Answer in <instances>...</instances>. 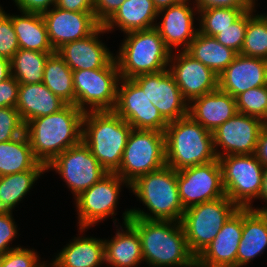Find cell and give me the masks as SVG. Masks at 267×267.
Here are the masks:
<instances>
[{
  "mask_svg": "<svg viewBox=\"0 0 267 267\" xmlns=\"http://www.w3.org/2000/svg\"><path fill=\"white\" fill-rule=\"evenodd\" d=\"M18 225L15 222L13 214L0 215V255L11 251L19 245H12L16 237L19 238ZM11 244V245H10Z\"/></svg>",
  "mask_w": 267,
  "mask_h": 267,
  "instance_id": "cell-42",
  "label": "cell"
},
{
  "mask_svg": "<svg viewBox=\"0 0 267 267\" xmlns=\"http://www.w3.org/2000/svg\"><path fill=\"white\" fill-rule=\"evenodd\" d=\"M265 251H267V213L243 208V229L237 250L236 267H246Z\"/></svg>",
  "mask_w": 267,
  "mask_h": 267,
  "instance_id": "cell-26",
  "label": "cell"
},
{
  "mask_svg": "<svg viewBox=\"0 0 267 267\" xmlns=\"http://www.w3.org/2000/svg\"><path fill=\"white\" fill-rule=\"evenodd\" d=\"M267 85V60L236 55L220 74L218 88L236 98L246 90Z\"/></svg>",
  "mask_w": 267,
  "mask_h": 267,
  "instance_id": "cell-22",
  "label": "cell"
},
{
  "mask_svg": "<svg viewBox=\"0 0 267 267\" xmlns=\"http://www.w3.org/2000/svg\"><path fill=\"white\" fill-rule=\"evenodd\" d=\"M247 27V11H245L230 27L222 30L214 38L223 46L241 52Z\"/></svg>",
  "mask_w": 267,
  "mask_h": 267,
  "instance_id": "cell-41",
  "label": "cell"
},
{
  "mask_svg": "<svg viewBox=\"0 0 267 267\" xmlns=\"http://www.w3.org/2000/svg\"><path fill=\"white\" fill-rule=\"evenodd\" d=\"M124 36L114 56L121 78L132 79L168 69L172 52L155 27L128 32Z\"/></svg>",
  "mask_w": 267,
  "mask_h": 267,
  "instance_id": "cell-6",
  "label": "cell"
},
{
  "mask_svg": "<svg viewBox=\"0 0 267 267\" xmlns=\"http://www.w3.org/2000/svg\"><path fill=\"white\" fill-rule=\"evenodd\" d=\"M252 6H257L258 7V4H257V1L258 0H247ZM257 4V5H256Z\"/></svg>",
  "mask_w": 267,
  "mask_h": 267,
  "instance_id": "cell-52",
  "label": "cell"
},
{
  "mask_svg": "<svg viewBox=\"0 0 267 267\" xmlns=\"http://www.w3.org/2000/svg\"><path fill=\"white\" fill-rule=\"evenodd\" d=\"M236 98L219 88L192 99L188 115L205 129L213 132L237 113Z\"/></svg>",
  "mask_w": 267,
  "mask_h": 267,
  "instance_id": "cell-25",
  "label": "cell"
},
{
  "mask_svg": "<svg viewBox=\"0 0 267 267\" xmlns=\"http://www.w3.org/2000/svg\"><path fill=\"white\" fill-rule=\"evenodd\" d=\"M256 9L252 6L247 10V27L240 54L267 60V15Z\"/></svg>",
  "mask_w": 267,
  "mask_h": 267,
  "instance_id": "cell-35",
  "label": "cell"
},
{
  "mask_svg": "<svg viewBox=\"0 0 267 267\" xmlns=\"http://www.w3.org/2000/svg\"><path fill=\"white\" fill-rule=\"evenodd\" d=\"M84 114L75 105H66L59 112L28 121L25 133L34 157L46 166L66 149L80 143Z\"/></svg>",
  "mask_w": 267,
  "mask_h": 267,
  "instance_id": "cell-2",
  "label": "cell"
},
{
  "mask_svg": "<svg viewBox=\"0 0 267 267\" xmlns=\"http://www.w3.org/2000/svg\"><path fill=\"white\" fill-rule=\"evenodd\" d=\"M198 9L208 8H251L252 5L247 0H193Z\"/></svg>",
  "mask_w": 267,
  "mask_h": 267,
  "instance_id": "cell-46",
  "label": "cell"
},
{
  "mask_svg": "<svg viewBox=\"0 0 267 267\" xmlns=\"http://www.w3.org/2000/svg\"><path fill=\"white\" fill-rule=\"evenodd\" d=\"M20 246L0 255L1 267H46L47 261H41L37 250Z\"/></svg>",
  "mask_w": 267,
  "mask_h": 267,
  "instance_id": "cell-38",
  "label": "cell"
},
{
  "mask_svg": "<svg viewBox=\"0 0 267 267\" xmlns=\"http://www.w3.org/2000/svg\"><path fill=\"white\" fill-rule=\"evenodd\" d=\"M237 111L267 123V85L242 92L236 97Z\"/></svg>",
  "mask_w": 267,
  "mask_h": 267,
  "instance_id": "cell-37",
  "label": "cell"
},
{
  "mask_svg": "<svg viewBox=\"0 0 267 267\" xmlns=\"http://www.w3.org/2000/svg\"><path fill=\"white\" fill-rule=\"evenodd\" d=\"M130 185L116 173H107L97 183L74 199L78 215L77 228L87 230L112 217L114 227L120 225L114 216L117 215L120 192ZM114 215V216H113ZM115 219V220H114Z\"/></svg>",
  "mask_w": 267,
  "mask_h": 267,
  "instance_id": "cell-11",
  "label": "cell"
},
{
  "mask_svg": "<svg viewBox=\"0 0 267 267\" xmlns=\"http://www.w3.org/2000/svg\"><path fill=\"white\" fill-rule=\"evenodd\" d=\"M131 130L132 126L114 110L87 111L83 117L82 141L108 173H115Z\"/></svg>",
  "mask_w": 267,
  "mask_h": 267,
  "instance_id": "cell-4",
  "label": "cell"
},
{
  "mask_svg": "<svg viewBox=\"0 0 267 267\" xmlns=\"http://www.w3.org/2000/svg\"><path fill=\"white\" fill-rule=\"evenodd\" d=\"M121 76L115 58L104 68L73 71L75 106L80 110H114Z\"/></svg>",
  "mask_w": 267,
  "mask_h": 267,
  "instance_id": "cell-10",
  "label": "cell"
},
{
  "mask_svg": "<svg viewBox=\"0 0 267 267\" xmlns=\"http://www.w3.org/2000/svg\"><path fill=\"white\" fill-rule=\"evenodd\" d=\"M114 111L133 129L164 132L168 122L132 80L121 78Z\"/></svg>",
  "mask_w": 267,
  "mask_h": 267,
  "instance_id": "cell-14",
  "label": "cell"
},
{
  "mask_svg": "<svg viewBox=\"0 0 267 267\" xmlns=\"http://www.w3.org/2000/svg\"><path fill=\"white\" fill-rule=\"evenodd\" d=\"M95 0H57L56 7L73 12H94Z\"/></svg>",
  "mask_w": 267,
  "mask_h": 267,
  "instance_id": "cell-47",
  "label": "cell"
},
{
  "mask_svg": "<svg viewBox=\"0 0 267 267\" xmlns=\"http://www.w3.org/2000/svg\"><path fill=\"white\" fill-rule=\"evenodd\" d=\"M131 193L142 202L144 209L130 208L132 218L181 222L184 207L177 185V171L165 166L140 176L130 184Z\"/></svg>",
  "mask_w": 267,
  "mask_h": 267,
  "instance_id": "cell-3",
  "label": "cell"
},
{
  "mask_svg": "<svg viewBox=\"0 0 267 267\" xmlns=\"http://www.w3.org/2000/svg\"><path fill=\"white\" fill-rule=\"evenodd\" d=\"M164 136L166 166L176 171L218 159L212 132L189 115L168 122Z\"/></svg>",
  "mask_w": 267,
  "mask_h": 267,
  "instance_id": "cell-5",
  "label": "cell"
},
{
  "mask_svg": "<svg viewBox=\"0 0 267 267\" xmlns=\"http://www.w3.org/2000/svg\"><path fill=\"white\" fill-rule=\"evenodd\" d=\"M242 229L243 208H239L196 258V267H236Z\"/></svg>",
  "mask_w": 267,
  "mask_h": 267,
  "instance_id": "cell-21",
  "label": "cell"
},
{
  "mask_svg": "<svg viewBox=\"0 0 267 267\" xmlns=\"http://www.w3.org/2000/svg\"><path fill=\"white\" fill-rule=\"evenodd\" d=\"M254 155L267 167V123H265L259 133L258 143Z\"/></svg>",
  "mask_w": 267,
  "mask_h": 267,
  "instance_id": "cell-48",
  "label": "cell"
},
{
  "mask_svg": "<svg viewBox=\"0 0 267 267\" xmlns=\"http://www.w3.org/2000/svg\"><path fill=\"white\" fill-rule=\"evenodd\" d=\"M177 185L184 209L226 196L218 159L177 171Z\"/></svg>",
  "mask_w": 267,
  "mask_h": 267,
  "instance_id": "cell-13",
  "label": "cell"
},
{
  "mask_svg": "<svg viewBox=\"0 0 267 267\" xmlns=\"http://www.w3.org/2000/svg\"><path fill=\"white\" fill-rule=\"evenodd\" d=\"M51 54L53 53L19 49L10 60L12 76L19 84L41 83L45 62Z\"/></svg>",
  "mask_w": 267,
  "mask_h": 267,
  "instance_id": "cell-34",
  "label": "cell"
},
{
  "mask_svg": "<svg viewBox=\"0 0 267 267\" xmlns=\"http://www.w3.org/2000/svg\"><path fill=\"white\" fill-rule=\"evenodd\" d=\"M12 76L11 62L9 59L0 57V82Z\"/></svg>",
  "mask_w": 267,
  "mask_h": 267,
  "instance_id": "cell-50",
  "label": "cell"
},
{
  "mask_svg": "<svg viewBox=\"0 0 267 267\" xmlns=\"http://www.w3.org/2000/svg\"><path fill=\"white\" fill-rule=\"evenodd\" d=\"M19 86V82L13 76L0 82V108H16Z\"/></svg>",
  "mask_w": 267,
  "mask_h": 267,
  "instance_id": "cell-43",
  "label": "cell"
},
{
  "mask_svg": "<svg viewBox=\"0 0 267 267\" xmlns=\"http://www.w3.org/2000/svg\"><path fill=\"white\" fill-rule=\"evenodd\" d=\"M130 209L122 213V223L116 225L115 235L104 238L105 264L111 267H138L143 262L140 237L137 230L128 222ZM109 264V265H108Z\"/></svg>",
  "mask_w": 267,
  "mask_h": 267,
  "instance_id": "cell-23",
  "label": "cell"
},
{
  "mask_svg": "<svg viewBox=\"0 0 267 267\" xmlns=\"http://www.w3.org/2000/svg\"><path fill=\"white\" fill-rule=\"evenodd\" d=\"M155 8L159 11L163 8L185 2L186 0H152Z\"/></svg>",
  "mask_w": 267,
  "mask_h": 267,
  "instance_id": "cell-51",
  "label": "cell"
},
{
  "mask_svg": "<svg viewBox=\"0 0 267 267\" xmlns=\"http://www.w3.org/2000/svg\"><path fill=\"white\" fill-rule=\"evenodd\" d=\"M25 133V124L14 107L0 108V142L13 140Z\"/></svg>",
  "mask_w": 267,
  "mask_h": 267,
  "instance_id": "cell-39",
  "label": "cell"
},
{
  "mask_svg": "<svg viewBox=\"0 0 267 267\" xmlns=\"http://www.w3.org/2000/svg\"><path fill=\"white\" fill-rule=\"evenodd\" d=\"M226 196L239 208H255L263 180V164L254 154L218 158ZM254 200V201H253Z\"/></svg>",
  "mask_w": 267,
  "mask_h": 267,
  "instance_id": "cell-9",
  "label": "cell"
},
{
  "mask_svg": "<svg viewBox=\"0 0 267 267\" xmlns=\"http://www.w3.org/2000/svg\"><path fill=\"white\" fill-rule=\"evenodd\" d=\"M17 11L43 14L56 6L57 0H12Z\"/></svg>",
  "mask_w": 267,
  "mask_h": 267,
  "instance_id": "cell-44",
  "label": "cell"
},
{
  "mask_svg": "<svg viewBox=\"0 0 267 267\" xmlns=\"http://www.w3.org/2000/svg\"><path fill=\"white\" fill-rule=\"evenodd\" d=\"M20 15L7 13L17 36L20 49L55 53L50 44L47 27L42 14L18 12Z\"/></svg>",
  "mask_w": 267,
  "mask_h": 267,
  "instance_id": "cell-30",
  "label": "cell"
},
{
  "mask_svg": "<svg viewBox=\"0 0 267 267\" xmlns=\"http://www.w3.org/2000/svg\"><path fill=\"white\" fill-rule=\"evenodd\" d=\"M238 209L227 196L185 209L181 224L189 250L196 258Z\"/></svg>",
  "mask_w": 267,
  "mask_h": 267,
  "instance_id": "cell-7",
  "label": "cell"
},
{
  "mask_svg": "<svg viewBox=\"0 0 267 267\" xmlns=\"http://www.w3.org/2000/svg\"><path fill=\"white\" fill-rule=\"evenodd\" d=\"M166 166L164 132L131 130L119 169L115 172L129 185L137 178Z\"/></svg>",
  "mask_w": 267,
  "mask_h": 267,
  "instance_id": "cell-8",
  "label": "cell"
},
{
  "mask_svg": "<svg viewBox=\"0 0 267 267\" xmlns=\"http://www.w3.org/2000/svg\"><path fill=\"white\" fill-rule=\"evenodd\" d=\"M168 69L188 103L218 89L219 77L186 50L171 53Z\"/></svg>",
  "mask_w": 267,
  "mask_h": 267,
  "instance_id": "cell-18",
  "label": "cell"
},
{
  "mask_svg": "<svg viewBox=\"0 0 267 267\" xmlns=\"http://www.w3.org/2000/svg\"><path fill=\"white\" fill-rule=\"evenodd\" d=\"M42 83L67 105H75L73 71L56 52L45 62Z\"/></svg>",
  "mask_w": 267,
  "mask_h": 267,
  "instance_id": "cell-33",
  "label": "cell"
},
{
  "mask_svg": "<svg viewBox=\"0 0 267 267\" xmlns=\"http://www.w3.org/2000/svg\"><path fill=\"white\" fill-rule=\"evenodd\" d=\"M19 49L11 17L0 4V57L11 60Z\"/></svg>",
  "mask_w": 267,
  "mask_h": 267,
  "instance_id": "cell-40",
  "label": "cell"
},
{
  "mask_svg": "<svg viewBox=\"0 0 267 267\" xmlns=\"http://www.w3.org/2000/svg\"><path fill=\"white\" fill-rule=\"evenodd\" d=\"M45 173L46 166L39 162L31 170L0 176V215L13 214V210L23 202L36 181Z\"/></svg>",
  "mask_w": 267,
  "mask_h": 267,
  "instance_id": "cell-29",
  "label": "cell"
},
{
  "mask_svg": "<svg viewBox=\"0 0 267 267\" xmlns=\"http://www.w3.org/2000/svg\"><path fill=\"white\" fill-rule=\"evenodd\" d=\"M42 16L55 52L66 43L89 36L101 25L94 12H73L56 6Z\"/></svg>",
  "mask_w": 267,
  "mask_h": 267,
  "instance_id": "cell-19",
  "label": "cell"
},
{
  "mask_svg": "<svg viewBox=\"0 0 267 267\" xmlns=\"http://www.w3.org/2000/svg\"><path fill=\"white\" fill-rule=\"evenodd\" d=\"M104 34L109 33L100 25L89 36L64 44L56 53L72 71L104 68L115 55L101 39Z\"/></svg>",
  "mask_w": 267,
  "mask_h": 267,
  "instance_id": "cell-20",
  "label": "cell"
},
{
  "mask_svg": "<svg viewBox=\"0 0 267 267\" xmlns=\"http://www.w3.org/2000/svg\"><path fill=\"white\" fill-rule=\"evenodd\" d=\"M157 20L155 28L171 52L187 50L199 31V25L195 24L198 8L193 0L159 10Z\"/></svg>",
  "mask_w": 267,
  "mask_h": 267,
  "instance_id": "cell-17",
  "label": "cell"
},
{
  "mask_svg": "<svg viewBox=\"0 0 267 267\" xmlns=\"http://www.w3.org/2000/svg\"><path fill=\"white\" fill-rule=\"evenodd\" d=\"M186 51L209 67L218 77L238 54L233 49L223 46L214 37L206 36L199 31Z\"/></svg>",
  "mask_w": 267,
  "mask_h": 267,
  "instance_id": "cell-31",
  "label": "cell"
},
{
  "mask_svg": "<svg viewBox=\"0 0 267 267\" xmlns=\"http://www.w3.org/2000/svg\"><path fill=\"white\" fill-rule=\"evenodd\" d=\"M257 200H264V202L266 203L263 207H257L256 208H250L253 209L255 211H267V167H264L263 170V180H262V185H261V190L259 193V197Z\"/></svg>",
  "mask_w": 267,
  "mask_h": 267,
  "instance_id": "cell-49",
  "label": "cell"
},
{
  "mask_svg": "<svg viewBox=\"0 0 267 267\" xmlns=\"http://www.w3.org/2000/svg\"><path fill=\"white\" fill-rule=\"evenodd\" d=\"M77 229L79 236H74L60 251L55 253L52 261L48 263L50 267H101L105 265L104 238L85 234L83 236V232H87L86 228L78 227Z\"/></svg>",
  "mask_w": 267,
  "mask_h": 267,
  "instance_id": "cell-24",
  "label": "cell"
},
{
  "mask_svg": "<svg viewBox=\"0 0 267 267\" xmlns=\"http://www.w3.org/2000/svg\"><path fill=\"white\" fill-rule=\"evenodd\" d=\"M125 0H95L94 16L103 25Z\"/></svg>",
  "mask_w": 267,
  "mask_h": 267,
  "instance_id": "cell-45",
  "label": "cell"
},
{
  "mask_svg": "<svg viewBox=\"0 0 267 267\" xmlns=\"http://www.w3.org/2000/svg\"><path fill=\"white\" fill-rule=\"evenodd\" d=\"M49 171L58 173L74 199L108 173L83 141L56 156L46 165Z\"/></svg>",
  "mask_w": 267,
  "mask_h": 267,
  "instance_id": "cell-12",
  "label": "cell"
},
{
  "mask_svg": "<svg viewBox=\"0 0 267 267\" xmlns=\"http://www.w3.org/2000/svg\"><path fill=\"white\" fill-rule=\"evenodd\" d=\"M67 104L53 94L42 82L20 84L16 109L26 124L28 121L59 112Z\"/></svg>",
  "mask_w": 267,
  "mask_h": 267,
  "instance_id": "cell-28",
  "label": "cell"
},
{
  "mask_svg": "<svg viewBox=\"0 0 267 267\" xmlns=\"http://www.w3.org/2000/svg\"><path fill=\"white\" fill-rule=\"evenodd\" d=\"M250 8H208L198 9L199 32L215 37L222 30L230 27L245 11Z\"/></svg>",
  "mask_w": 267,
  "mask_h": 267,
  "instance_id": "cell-36",
  "label": "cell"
},
{
  "mask_svg": "<svg viewBox=\"0 0 267 267\" xmlns=\"http://www.w3.org/2000/svg\"><path fill=\"white\" fill-rule=\"evenodd\" d=\"M38 163L26 133L13 140L0 142V176L31 170Z\"/></svg>",
  "mask_w": 267,
  "mask_h": 267,
  "instance_id": "cell-32",
  "label": "cell"
},
{
  "mask_svg": "<svg viewBox=\"0 0 267 267\" xmlns=\"http://www.w3.org/2000/svg\"><path fill=\"white\" fill-rule=\"evenodd\" d=\"M132 80L141 88L167 122L188 115L189 103L180 92L169 69L157 73L141 74Z\"/></svg>",
  "mask_w": 267,
  "mask_h": 267,
  "instance_id": "cell-15",
  "label": "cell"
},
{
  "mask_svg": "<svg viewBox=\"0 0 267 267\" xmlns=\"http://www.w3.org/2000/svg\"><path fill=\"white\" fill-rule=\"evenodd\" d=\"M264 124L265 122L257 117L237 112L212 132L217 158L254 154Z\"/></svg>",
  "mask_w": 267,
  "mask_h": 267,
  "instance_id": "cell-16",
  "label": "cell"
},
{
  "mask_svg": "<svg viewBox=\"0 0 267 267\" xmlns=\"http://www.w3.org/2000/svg\"><path fill=\"white\" fill-rule=\"evenodd\" d=\"M138 232L143 262L150 267H196V257L190 252L184 228L179 221H128Z\"/></svg>",
  "mask_w": 267,
  "mask_h": 267,
  "instance_id": "cell-1",
  "label": "cell"
},
{
  "mask_svg": "<svg viewBox=\"0 0 267 267\" xmlns=\"http://www.w3.org/2000/svg\"><path fill=\"white\" fill-rule=\"evenodd\" d=\"M157 15L152 0H125L103 27L108 33L119 29L123 34L150 29L155 27Z\"/></svg>",
  "mask_w": 267,
  "mask_h": 267,
  "instance_id": "cell-27",
  "label": "cell"
}]
</instances>
